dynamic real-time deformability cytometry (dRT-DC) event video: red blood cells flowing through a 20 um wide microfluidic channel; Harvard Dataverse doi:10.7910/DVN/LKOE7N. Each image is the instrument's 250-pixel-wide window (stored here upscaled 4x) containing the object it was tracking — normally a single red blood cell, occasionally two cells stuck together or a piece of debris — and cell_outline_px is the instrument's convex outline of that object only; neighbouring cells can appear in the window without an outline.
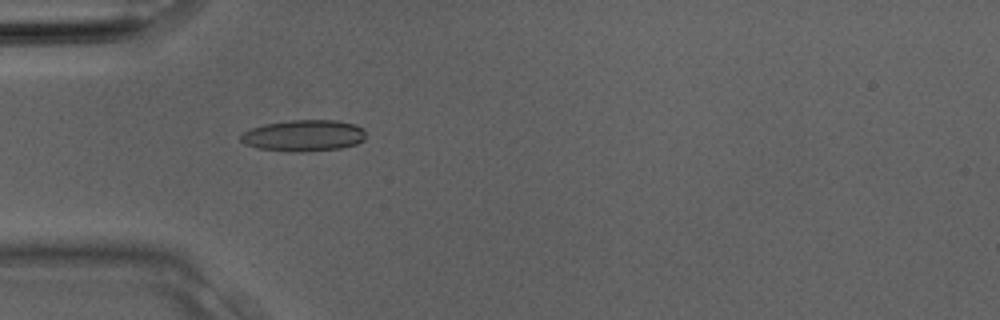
{"species": "Egyptian fruit bat (a non-hibernating species)", "species_latin": "Rousettus aegyptiacus", "temperature_condition": "room temperature", "stored_images_in_passage": 12, "camera_frame_rate_fps": 3000, "um_per_image_px": 0.085, "animal": {"sex": "male"}, "frame": {"image": 1, "passage_image": 10, "time_ms": 3.0, "image_size_px": [1000, 320], "cell_outline_px": [[364, 140], [356, 144], [340, 148], [300, 152], [296, 152], [260, 148], [244, 144], [240, 140], [240, 136], [244, 132], [252, 128], [264, 124], [292, 120], [336, 120], [356, 124], [364, 128]], "centroid_in_image_um": [25.84, 11.51], "position_along_channel_um": 59.2, "area_um2": 22.77}}